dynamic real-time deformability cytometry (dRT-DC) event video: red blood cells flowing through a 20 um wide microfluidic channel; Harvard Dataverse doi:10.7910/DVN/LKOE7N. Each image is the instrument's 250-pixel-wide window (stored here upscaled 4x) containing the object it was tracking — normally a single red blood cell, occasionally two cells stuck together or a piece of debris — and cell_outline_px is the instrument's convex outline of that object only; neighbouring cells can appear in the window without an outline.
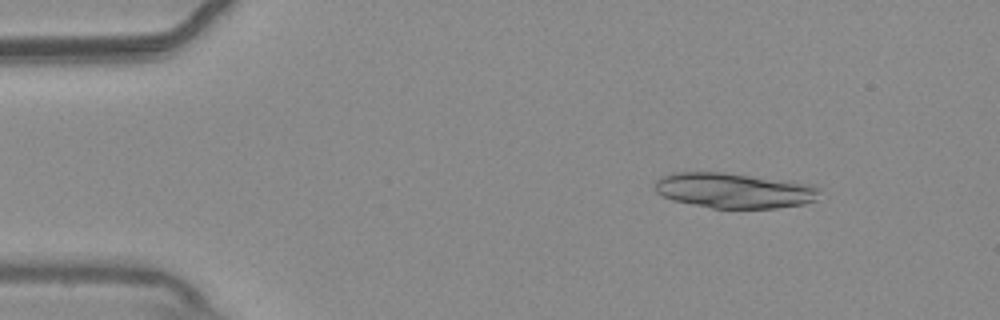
{"species": "common noctule bat (a hibernating species)", "species_latin": "Nyctalus noctula", "temperature_condition": "warm", "stored_images_in_passage": 16, "camera_frame_rate_fps": 3000, "um_per_image_px": 0.085, "animal": {"sex": "male", "body_mass_g": 20.4}, "frame": {"image": 1, "passage_image": 7, "time_ms": 2.0, "image_size_px": [1000, 320], "cell_outline_px": [[820, 188], [816, 200], [804, 204], [776, 208], [712, 208], [672, 200], [656, 192], [652, 184], [660, 176], [672, 172], [724, 172], [796, 180], [812, 184]], "centroid_in_image_um": [62.42, 16.17], "position_along_channel_um": 22.6, "area_um2": 34.56}}